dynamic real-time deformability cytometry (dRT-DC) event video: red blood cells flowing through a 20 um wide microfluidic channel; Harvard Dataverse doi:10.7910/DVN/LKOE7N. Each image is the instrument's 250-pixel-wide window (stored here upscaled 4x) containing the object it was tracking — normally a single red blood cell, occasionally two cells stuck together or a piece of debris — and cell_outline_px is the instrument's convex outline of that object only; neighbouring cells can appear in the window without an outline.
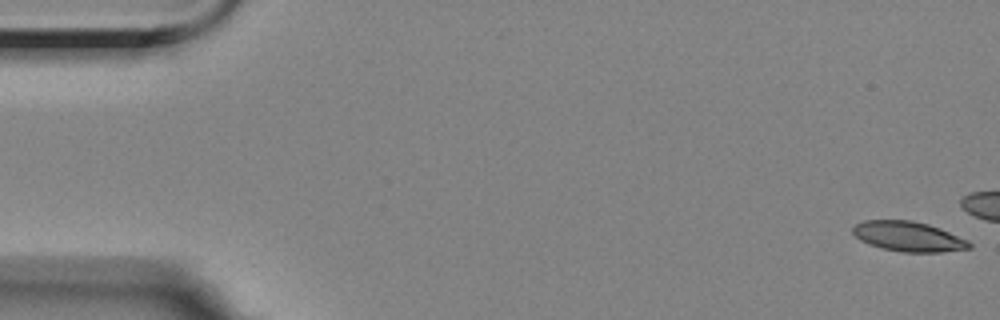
{"species": "Egyptian fruit bat (a non-hibernating species)", "species_latin": "Rousettus aegyptiacus", "temperature_condition": "room temperature", "stored_images_in_passage": 16, "camera_frame_rate_fps": 3000, "um_per_image_px": 0.085, "animal": {"sex": "female"}, "frame": {"image": 1, "passage_image": 1, "time_ms": 0.0, "image_size_px": [1000, 320], "cell_outline_px": [[972, 248], [940, 252], [904, 252], [880, 248], [868, 244], [860, 240], [852, 232], [852, 228], [856, 224], [864, 220], [912, 220], [928, 224], [940, 228], [968, 240], [972, 244]], "centroid_in_image_um": [77.21, 20.1], "position_along_channel_um": 7.8, "area_um2": 20.4}}